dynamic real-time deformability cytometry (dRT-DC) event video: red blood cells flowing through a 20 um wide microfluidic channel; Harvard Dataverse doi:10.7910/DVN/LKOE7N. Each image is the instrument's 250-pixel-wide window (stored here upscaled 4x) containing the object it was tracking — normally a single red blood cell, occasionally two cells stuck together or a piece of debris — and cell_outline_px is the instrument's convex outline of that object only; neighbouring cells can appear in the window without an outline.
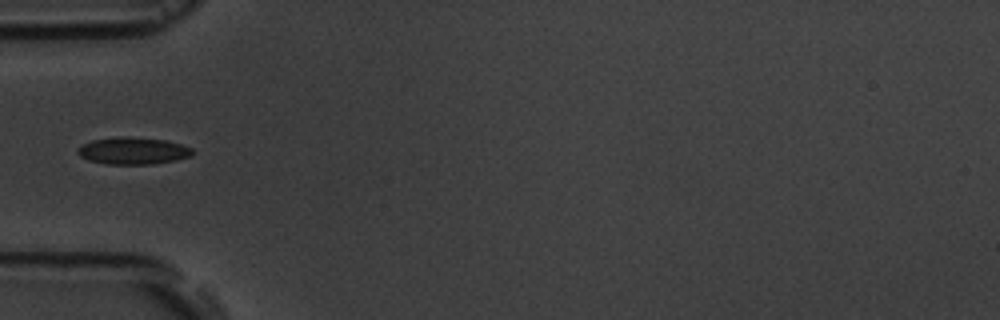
{"species": "common noctule bat (a hibernating species)", "species_latin": "Nyctalus noctula", "temperature_condition": "room temperature", "stored_images_in_passage": 1, "camera_frame_rate_fps": 3000, "um_per_image_px": 0.085, "animal": {"sex": "male", "body_mass_g": 19.5, "forearm_length_mm": 54.6}, "frame": {"image": 1, "passage_image": 1, "time_ms": 0.0, "image_size_px": [1000, 320], "cell_outline_px": [[192, 156], [176, 160], [152, 164], [108, 164], [88, 160], [80, 156], [76, 152], [84, 144], [92, 140], [120, 136], [128, 136], [164, 140], [180, 144], [192, 148]], "centroid_in_image_um": [11.31, 12.82], "position_along_channel_um": 73.7, "area_um2": 17.98}}